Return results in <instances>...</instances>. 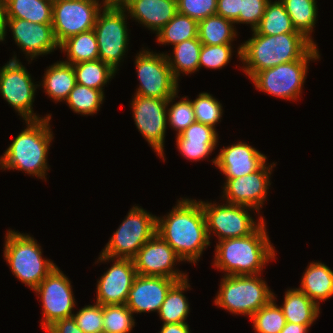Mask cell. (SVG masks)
Instances as JSON below:
<instances>
[{
  "label": "cell",
  "mask_w": 333,
  "mask_h": 333,
  "mask_svg": "<svg viewBox=\"0 0 333 333\" xmlns=\"http://www.w3.org/2000/svg\"><path fill=\"white\" fill-rule=\"evenodd\" d=\"M156 234L165 240L183 261L194 264L211 243L201 203L189 198L178 200L167 216L156 217Z\"/></svg>",
  "instance_id": "1"
},
{
  "label": "cell",
  "mask_w": 333,
  "mask_h": 333,
  "mask_svg": "<svg viewBox=\"0 0 333 333\" xmlns=\"http://www.w3.org/2000/svg\"><path fill=\"white\" fill-rule=\"evenodd\" d=\"M252 32V37L237 49L242 68L250 79L264 69L301 59L315 45L302 33L275 36Z\"/></svg>",
  "instance_id": "2"
},
{
  "label": "cell",
  "mask_w": 333,
  "mask_h": 333,
  "mask_svg": "<svg viewBox=\"0 0 333 333\" xmlns=\"http://www.w3.org/2000/svg\"><path fill=\"white\" fill-rule=\"evenodd\" d=\"M265 222L246 237L227 238L215 248L213 266L229 275H257L263 267L275 259L273 244L266 233Z\"/></svg>",
  "instance_id": "3"
},
{
  "label": "cell",
  "mask_w": 333,
  "mask_h": 333,
  "mask_svg": "<svg viewBox=\"0 0 333 333\" xmlns=\"http://www.w3.org/2000/svg\"><path fill=\"white\" fill-rule=\"evenodd\" d=\"M50 120L48 114L43 119L25 121L26 129L14 138L0 157V169H16L46 179L47 154L53 140Z\"/></svg>",
  "instance_id": "4"
},
{
  "label": "cell",
  "mask_w": 333,
  "mask_h": 333,
  "mask_svg": "<svg viewBox=\"0 0 333 333\" xmlns=\"http://www.w3.org/2000/svg\"><path fill=\"white\" fill-rule=\"evenodd\" d=\"M5 237L4 257L11 272L34 290L57 265L42 257L41 246L30 235L8 230Z\"/></svg>",
  "instance_id": "5"
},
{
  "label": "cell",
  "mask_w": 333,
  "mask_h": 333,
  "mask_svg": "<svg viewBox=\"0 0 333 333\" xmlns=\"http://www.w3.org/2000/svg\"><path fill=\"white\" fill-rule=\"evenodd\" d=\"M274 295L260 274L229 275L221 279L214 302L232 314L251 317L267 305Z\"/></svg>",
  "instance_id": "6"
},
{
  "label": "cell",
  "mask_w": 333,
  "mask_h": 333,
  "mask_svg": "<svg viewBox=\"0 0 333 333\" xmlns=\"http://www.w3.org/2000/svg\"><path fill=\"white\" fill-rule=\"evenodd\" d=\"M314 45L301 59L257 72L252 78L259 91L291 101L299 98L308 72L310 60L319 59Z\"/></svg>",
  "instance_id": "7"
},
{
  "label": "cell",
  "mask_w": 333,
  "mask_h": 333,
  "mask_svg": "<svg viewBox=\"0 0 333 333\" xmlns=\"http://www.w3.org/2000/svg\"><path fill=\"white\" fill-rule=\"evenodd\" d=\"M125 13L126 9L122 5L105 4L98 13L94 26L99 59L115 71L128 51L129 33Z\"/></svg>",
  "instance_id": "8"
},
{
  "label": "cell",
  "mask_w": 333,
  "mask_h": 333,
  "mask_svg": "<svg viewBox=\"0 0 333 333\" xmlns=\"http://www.w3.org/2000/svg\"><path fill=\"white\" fill-rule=\"evenodd\" d=\"M155 234L156 216L139 206H133L101 254L110 258L133 259Z\"/></svg>",
  "instance_id": "9"
},
{
  "label": "cell",
  "mask_w": 333,
  "mask_h": 333,
  "mask_svg": "<svg viewBox=\"0 0 333 333\" xmlns=\"http://www.w3.org/2000/svg\"><path fill=\"white\" fill-rule=\"evenodd\" d=\"M205 215L207 234L209 240L211 232L218 236V241L227 238L246 237L253 233L264 221L263 217L254 221L248 210V206L236 204H217L201 201ZM248 209V210H247Z\"/></svg>",
  "instance_id": "10"
},
{
  "label": "cell",
  "mask_w": 333,
  "mask_h": 333,
  "mask_svg": "<svg viewBox=\"0 0 333 333\" xmlns=\"http://www.w3.org/2000/svg\"><path fill=\"white\" fill-rule=\"evenodd\" d=\"M139 88L136 95L158 99H169L178 92V81L174 78L164 53L139 52L135 57Z\"/></svg>",
  "instance_id": "11"
},
{
  "label": "cell",
  "mask_w": 333,
  "mask_h": 333,
  "mask_svg": "<svg viewBox=\"0 0 333 333\" xmlns=\"http://www.w3.org/2000/svg\"><path fill=\"white\" fill-rule=\"evenodd\" d=\"M39 86L35 85L16 55L0 68V93L25 121L46 118L36 115L32 107L35 90Z\"/></svg>",
  "instance_id": "12"
},
{
  "label": "cell",
  "mask_w": 333,
  "mask_h": 333,
  "mask_svg": "<svg viewBox=\"0 0 333 333\" xmlns=\"http://www.w3.org/2000/svg\"><path fill=\"white\" fill-rule=\"evenodd\" d=\"M99 3V0H60L53 3L52 27L59 45L72 36L94 29L98 13L105 5V2Z\"/></svg>",
  "instance_id": "13"
},
{
  "label": "cell",
  "mask_w": 333,
  "mask_h": 333,
  "mask_svg": "<svg viewBox=\"0 0 333 333\" xmlns=\"http://www.w3.org/2000/svg\"><path fill=\"white\" fill-rule=\"evenodd\" d=\"M177 94L178 92L169 99L143 97L135 94L131 103L137 129L164 161L167 107L175 100V97H178Z\"/></svg>",
  "instance_id": "14"
},
{
  "label": "cell",
  "mask_w": 333,
  "mask_h": 333,
  "mask_svg": "<svg viewBox=\"0 0 333 333\" xmlns=\"http://www.w3.org/2000/svg\"><path fill=\"white\" fill-rule=\"evenodd\" d=\"M72 290L70 280L58 266L33 290L42 300L43 329L46 330L57 320L73 316L72 310L76 302Z\"/></svg>",
  "instance_id": "15"
},
{
  "label": "cell",
  "mask_w": 333,
  "mask_h": 333,
  "mask_svg": "<svg viewBox=\"0 0 333 333\" xmlns=\"http://www.w3.org/2000/svg\"><path fill=\"white\" fill-rule=\"evenodd\" d=\"M180 261L183 260L158 234L148 240L133 258L137 274L167 277L177 281L188 278L186 273L174 268L176 262Z\"/></svg>",
  "instance_id": "16"
},
{
  "label": "cell",
  "mask_w": 333,
  "mask_h": 333,
  "mask_svg": "<svg viewBox=\"0 0 333 333\" xmlns=\"http://www.w3.org/2000/svg\"><path fill=\"white\" fill-rule=\"evenodd\" d=\"M266 165L239 178H225L222 197L227 200L226 203L248 206L259 213L271 185L269 178L275 163Z\"/></svg>",
  "instance_id": "17"
},
{
  "label": "cell",
  "mask_w": 333,
  "mask_h": 333,
  "mask_svg": "<svg viewBox=\"0 0 333 333\" xmlns=\"http://www.w3.org/2000/svg\"><path fill=\"white\" fill-rule=\"evenodd\" d=\"M113 260L112 266L97 281L96 302L102 306L126 304L137 276L133 259L110 258L100 254V262Z\"/></svg>",
  "instance_id": "18"
},
{
  "label": "cell",
  "mask_w": 333,
  "mask_h": 333,
  "mask_svg": "<svg viewBox=\"0 0 333 333\" xmlns=\"http://www.w3.org/2000/svg\"><path fill=\"white\" fill-rule=\"evenodd\" d=\"M6 26L10 28L17 46L33 60L39 55L50 54L58 44L52 24L31 23L24 19H7Z\"/></svg>",
  "instance_id": "19"
},
{
  "label": "cell",
  "mask_w": 333,
  "mask_h": 333,
  "mask_svg": "<svg viewBox=\"0 0 333 333\" xmlns=\"http://www.w3.org/2000/svg\"><path fill=\"white\" fill-rule=\"evenodd\" d=\"M176 279L137 274L130 288L126 306L133 313L157 312Z\"/></svg>",
  "instance_id": "20"
},
{
  "label": "cell",
  "mask_w": 333,
  "mask_h": 333,
  "mask_svg": "<svg viewBox=\"0 0 333 333\" xmlns=\"http://www.w3.org/2000/svg\"><path fill=\"white\" fill-rule=\"evenodd\" d=\"M267 157L254 147L238 142L224 147L212 163L220 169L226 178H239L259 170Z\"/></svg>",
  "instance_id": "21"
},
{
  "label": "cell",
  "mask_w": 333,
  "mask_h": 333,
  "mask_svg": "<svg viewBox=\"0 0 333 333\" xmlns=\"http://www.w3.org/2000/svg\"><path fill=\"white\" fill-rule=\"evenodd\" d=\"M121 5L131 18L156 34L178 13L177 0H126Z\"/></svg>",
  "instance_id": "22"
},
{
  "label": "cell",
  "mask_w": 333,
  "mask_h": 333,
  "mask_svg": "<svg viewBox=\"0 0 333 333\" xmlns=\"http://www.w3.org/2000/svg\"><path fill=\"white\" fill-rule=\"evenodd\" d=\"M216 128L195 121L182 133L176 135V145L181 155L188 160L199 161L211 155L217 147Z\"/></svg>",
  "instance_id": "23"
},
{
  "label": "cell",
  "mask_w": 333,
  "mask_h": 333,
  "mask_svg": "<svg viewBox=\"0 0 333 333\" xmlns=\"http://www.w3.org/2000/svg\"><path fill=\"white\" fill-rule=\"evenodd\" d=\"M298 289L320 305V301L333 296V271L324 263L311 262L303 273Z\"/></svg>",
  "instance_id": "24"
},
{
  "label": "cell",
  "mask_w": 333,
  "mask_h": 333,
  "mask_svg": "<svg viewBox=\"0 0 333 333\" xmlns=\"http://www.w3.org/2000/svg\"><path fill=\"white\" fill-rule=\"evenodd\" d=\"M282 304L286 321L294 324L312 325L320 313L319 305L298 288L287 290Z\"/></svg>",
  "instance_id": "25"
},
{
  "label": "cell",
  "mask_w": 333,
  "mask_h": 333,
  "mask_svg": "<svg viewBox=\"0 0 333 333\" xmlns=\"http://www.w3.org/2000/svg\"><path fill=\"white\" fill-rule=\"evenodd\" d=\"M43 76L42 88L56 102L66 101L76 84L73 65L59 61L49 66Z\"/></svg>",
  "instance_id": "26"
},
{
  "label": "cell",
  "mask_w": 333,
  "mask_h": 333,
  "mask_svg": "<svg viewBox=\"0 0 333 333\" xmlns=\"http://www.w3.org/2000/svg\"><path fill=\"white\" fill-rule=\"evenodd\" d=\"M7 19H24L31 23L52 24L51 0H5Z\"/></svg>",
  "instance_id": "27"
},
{
  "label": "cell",
  "mask_w": 333,
  "mask_h": 333,
  "mask_svg": "<svg viewBox=\"0 0 333 333\" xmlns=\"http://www.w3.org/2000/svg\"><path fill=\"white\" fill-rule=\"evenodd\" d=\"M201 46L202 43L196 37L173 46L174 56L165 54L172 74L177 81L181 73L188 75L198 71Z\"/></svg>",
  "instance_id": "28"
},
{
  "label": "cell",
  "mask_w": 333,
  "mask_h": 333,
  "mask_svg": "<svg viewBox=\"0 0 333 333\" xmlns=\"http://www.w3.org/2000/svg\"><path fill=\"white\" fill-rule=\"evenodd\" d=\"M188 279L177 281L167 292L165 300L159 310V317L163 324L184 323L189 313V302L183 294L189 289Z\"/></svg>",
  "instance_id": "29"
},
{
  "label": "cell",
  "mask_w": 333,
  "mask_h": 333,
  "mask_svg": "<svg viewBox=\"0 0 333 333\" xmlns=\"http://www.w3.org/2000/svg\"><path fill=\"white\" fill-rule=\"evenodd\" d=\"M234 22L219 15L198 21V39L204 45L231 44L237 36Z\"/></svg>",
  "instance_id": "30"
},
{
  "label": "cell",
  "mask_w": 333,
  "mask_h": 333,
  "mask_svg": "<svg viewBox=\"0 0 333 333\" xmlns=\"http://www.w3.org/2000/svg\"><path fill=\"white\" fill-rule=\"evenodd\" d=\"M60 50L67 53L68 60L63 62L71 65L99 59L98 43L94 29L68 38L60 45Z\"/></svg>",
  "instance_id": "31"
},
{
  "label": "cell",
  "mask_w": 333,
  "mask_h": 333,
  "mask_svg": "<svg viewBox=\"0 0 333 333\" xmlns=\"http://www.w3.org/2000/svg\"><path fill=\"white\" fill-rule=\"evenodd\" d=\"M261 35H278L284 33H301L296 30L292 20L280 0L267 3L265 13L259 25L254 29Z\"/></svg>",
  "instance_id": "32"
},
{
  "label": "cell",
  "mask_w": 333,
  "mask_h": 333,
  "mask_svg": "<svg viewBox=\"0 0 333 333\" xmlns=\"http://www.w3.org/2000/svg\"><path fill=\"white\" fill-rule=\"evenodd\" d=\"M76 83L101 90L113 78L115 71L110 65L104 63L102 60L83 61L73 64Z\"/></svg>",
  "instance_id": "33"
},
{
  "label": "cell",
  "mask_w": 333,
  "mask_h": 333,
  "mask_svg": "<svg viewBox=\"0 0 333 333\" xmlns=\"http://www.w3.org/2000/svg\"><path fill=\"white\" fill-rule=\"evenodd\" d=\"M286 9L292 23L297 31L304 34L309 40L313 41L311 33L316 24L317 5L316 0H280Z\"/></svg>",
  "instance_id": "34"
},
{
  "label": "cell",
  "mask_w": 333,
  "mask_h": 333,
  "mask_svg": "<svg viewBox=\"0 0 333 333\" xmlns=\"http://www.w3.org/2000/svg\"><path fill=\"white\" fill-rule=\"evenodd\" d=\"M157 42L173 46L198 37V21L177 13L157 34Z\"/></svg>",
  "instance_id": "35"
},
{
  "label": "cell",
  "mask_w": 333,
  "mask_h": 333,
  "mask_svg": "<svg viewBox=\"0 0 333 333\" xmlns=\"http://www.w3.org/2000/svg\"><path fill=\"white\" fill-rule=\"evenodd\" d=\"M104 92L75 84L66 100L69 108L81 115H93L100 109L104 100Z\"/></svg>",
  "instance_id": "36"
},
{
  "label": "cell",
  "mask_w": 333,
  "mask_h": 333,
  "mask_svg": "<svg viewBox=\"0 0 333 333\" xmlns=\"http://www.w3.org/2000/svg\"><path fill=\"white\" fill-rule=\"evenodd\" d=\"M275 299L273 296L267 305L250 317L256 333H280L287 323L282 308L276 305Z\"/></svg>",
  "instance_id": "37"
},
{
  "label": "cell",
  "mask_w": 333,
  "mask_h": 333,
  "mask_svg": "<svg viewBox=\"0 0 333 333\" xmlns=\"http://www.w3.org/2000/svg\"><path fill=\"white\" fill-rule=\"evenodd\" d=\"M134 326L133 312L126 304L103 306V333H130Z\"/></svg>",
  "instance_id": "38"
},
{
  "label": "cell",
  "mask_w": 333,
  "mask_h": 333,
  "mask_svg": "<svg viewBox=\"0 0 333 333\" xmlns=\"http://www.w3.org/2000/svg\"><path fill=\"white\" fill-rule=\"evenodd\" d=\"M195 120L202 124H207L215 128V124L221 121L223 109L222 104L212 97L210 93H200L195 100L192 101Z\"/></svg>",
  "instance_id": "39"
},
{
  "label": "cell",
  "mask_w": 333,
  "mask_h": 333,
  "mask_svg": "<svg viewBox=\"0 0 333 333\" xmlns=\"http://www.w3.org/2000/svg\"><path fill=\"white\" fill-rule=\"evenodd\" d=\"M167 109V123L177 131V135L196 121L192 100L188 97H182L180 101L172 103Z\"/></svg>",
  "instance_id": "40"
},
{
  "label": "cell",
  "mask_w": 333,
  "mask_h": 333,
  "mask_svg": "<svg viewBox=\"0 0 333 333\" xmlns=\"http://www.w3.org/2000/svg\"><path fill=\"white\" fill-rule=\"evenodd\" d=\"M232 44L201 46L199 56V69L201 67L220 69L229 63L232 58Z\"/></svg>",
  "instance_id": "41"
},
{
  "label": "cell",
  "mask_w": 333,
  "mask_h": 333,
  "mask_svg": "<svg viewBox=\"0 0 333 333\" xmlns=\"http://www.w3.org/2000/svg\"><path fill=\"white\" fill-rule=\"evenodd\" d=\"M73 318L84 333H103V306L99 303L86 305L73 313Z\"/></svg>",
  "instance_id": "42"
},
{
  "label": "cell",
  "mask_w": 333,
  "mask_h": 333,
  "mask_svg": "<svg viewBox=\"0 0 333 333\" xmlns=\"http://www.w3.org/2000/svg\"><path fill=\"white\" fill-rule=\"evenodd\" d=\"M218 0H177L178 13L200 21L216 15Z\"/></svg>",
  "instance_id": "43"
},
{
  "label": "cell",
  "mask_w": 333,
  "mask_h": 333,
  "mask_svg": "<svg viewBox=\"0 0 333 333\" xmlns=\"http://www.w3.org/2000/svg\"><path fill=\"white\" fill-rule=\"evenodd\" d=\"M269 1L241 0L240 15L234 23L250 24L251 30H254L259 25Z\"/></svg>",
  "instance_id": "44"
},
{
  "label": "cell",
  "mask_w": 333,
  "mask_h": 333,
  "mask_svg": "<svg viewBox=\"0 0 333 333\" xmlns=\"http://www.w3.org/2000/svg\"><path fill=\"white\" fill-rule=\"evenodd\" d=\"M216 15L235 22L240 15L241 0H218Z\"/></svg>",
  "instance_id": "45"
},
{
  "label": "cell",
  "mask_w": 333,
  "mask_h": 333,
  "mask_svg": "<svg viewBox=\"0 0 333 333\" xmlns=\"http://www.w3.org/2000/svg\"><path fill=\"white\" fill-rule=\"evenodd\" d=\"M46 331L48 333H84L72 317L57 320Z\"/></svg>",
  "instance_id": "46"
},
{
  "label": "cell",
  "mask_w": 333,
  "mask_h": 333,
  "mask_svg": "<svg viewBox=\"0 0 333 333\" xmlns=\"http://www.w3.org/2000/svg\"><path fill=\"white\" fill-rule=\"evenodd\" d=\"M159 333H191L189 325L184 323H167L163 324Z\"/></svg>",
  "instance_id": "47"
},
{
  "label": "cell",
  "mask_w": 333,
  "mask_h": 333,
  "mask_svg": "<svg viewBox=\"0 0 333 333\" xmlns=\"http://www.w3.org/2000/svg\"><path fill=\"white\" fill-rule=\"evenodd\" d=\"M7 23V15H6V9H5V0H0V41L5 40L6 36V26Z\"/></svg>",
  "instance_id": "48"
},
{
  "label": "cell",
  "mask_w": 333,
  "mask_h": 333,
  "mask_svg": "<svg viewBox=\"0 0 333 333\" xmlns=\"http://www.w3.org/2000/svg\"><path fill=\"white\" fill-rule=\"evenodd\" d=\"M310 326L287 322L280 333H308Z\"/></svg>",
  "instance_id": "49"
},
{
  "label": "cell",
  "mask_w": 333,
  "mask_h": 333,
  "mask_svg": "<svg viewBox=\"0 0 333 333\" xmlns=\"http://www.w3.org/2000/svg\"><path fill=\"white\" fill-rule=\"evenodd\" d=\"M126 0H103L105 4H118L121 5L125 2Z\"/></svg>",
  "instance_id": "50"
}]
</instances>
